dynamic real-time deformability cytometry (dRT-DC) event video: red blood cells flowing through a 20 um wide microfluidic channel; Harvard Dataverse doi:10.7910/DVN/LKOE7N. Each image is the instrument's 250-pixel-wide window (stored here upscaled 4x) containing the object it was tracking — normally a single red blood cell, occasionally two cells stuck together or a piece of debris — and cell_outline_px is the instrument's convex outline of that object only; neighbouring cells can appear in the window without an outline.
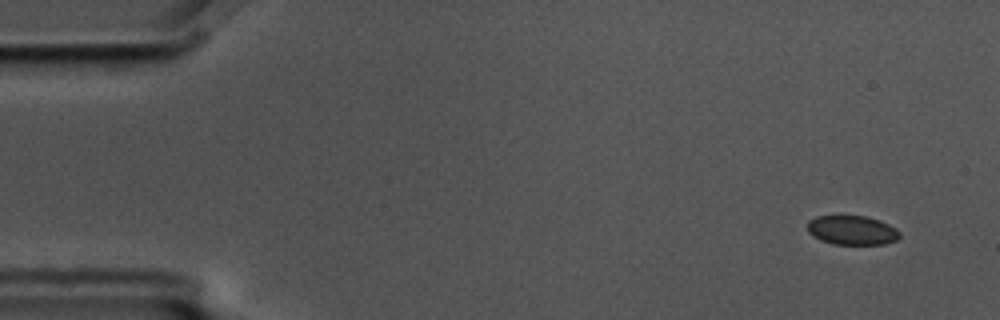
{"species": "common noctule bat (a hibernating species)", "species_latin": "Nyctalus noctula", "temperature_condition": "cold", "stored_images_in_passage": 9, "camera_frame_rate_fps": 3000, "um_per_image_px": 0.085, "animal": {"sex": "male", "body_mass_g": 17.5, "forearm_length_mm": 52.3}, "frame": {"image": 1, "passage_image": 1, "time_ms": 0.0, "image_size_px": [1000, 320], "cell_outline_px": [[900, 236], [896, 240], [884, 244], [832, 244], [820, 240], [812, 236], [808, 232], [808, 220], [816, 216], [864, 216], [880, 220], [896, 228], [900, 232]], "centroid_in_image_um": [72.41, 19.57], "position_along_channel_um": 12.6, "area_um2": 15.78}}
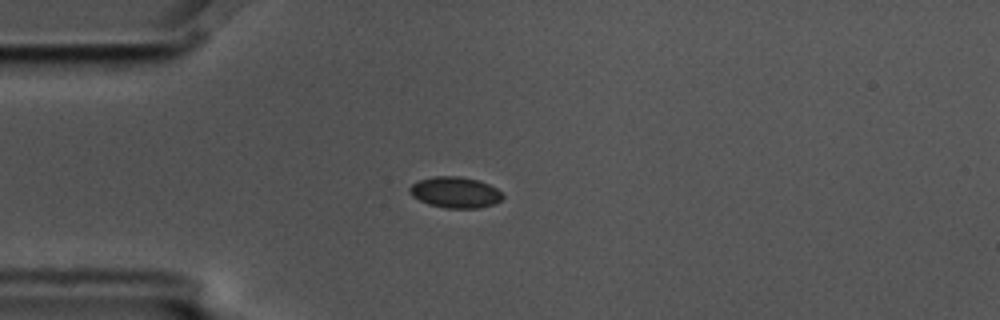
{"frame": {"image": 2, "passage_image": 4, "time_ms": 1.0, "image_size_px": [1000, 320], "cell_outline_px": [[504, 196], [496, 204], [480, 208], [444, 208], [428, 204], [412, 196], [408, 192], [408, 188], [412, 184], [420, 180], [436, 176], [456, 176], [476, 180], [488, 184], [496, 188]], "centroid_in_image_um": [38.68, 16.37], "position_along_channel_um": 46.3, "area_um2": 16.76}}